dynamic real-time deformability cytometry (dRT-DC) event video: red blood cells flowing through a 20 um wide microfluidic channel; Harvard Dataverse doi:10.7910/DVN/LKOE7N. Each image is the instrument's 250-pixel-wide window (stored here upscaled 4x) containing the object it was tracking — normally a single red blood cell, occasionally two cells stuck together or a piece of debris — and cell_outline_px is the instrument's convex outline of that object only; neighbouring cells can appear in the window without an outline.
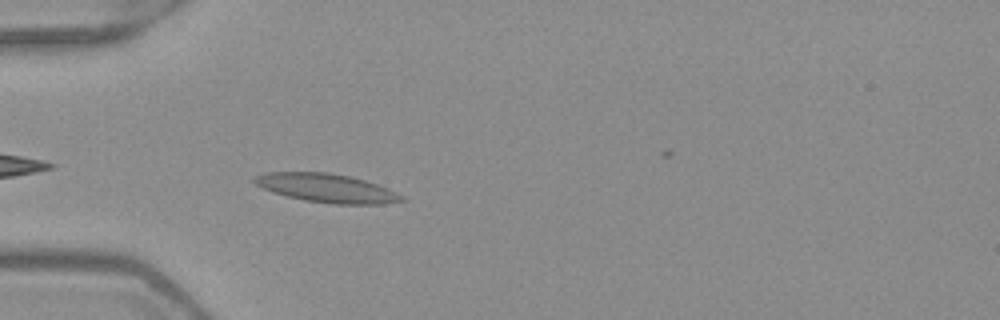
{"species": "Egyptian fruit bat (a non-hibernating species)", "species_latin": "Rousettus aegyptiacus", "temperature_condition": "warm", "stored_images_in_passage": 40, "camera_frame_rate_fps": 3000, "um_per_image_px": 0.085, "frame": {"image": 1, "passage_image": 3, "time_ms": 0.667, "image_size_px": [1000, 320], "cell_outline_px": [[404, 200], [384, 204], [332, 204], [304, 200], [272, 192], [256, 184], [252, 180], [252, 176], [264, 172], [328, 172], [348, 176], [364, 180], [388, 188], [404, 196]], "centroid_in_image_um": [27.74, 15.98], "position_along_channel_um": 57.3, "area_um2": 24.57}}
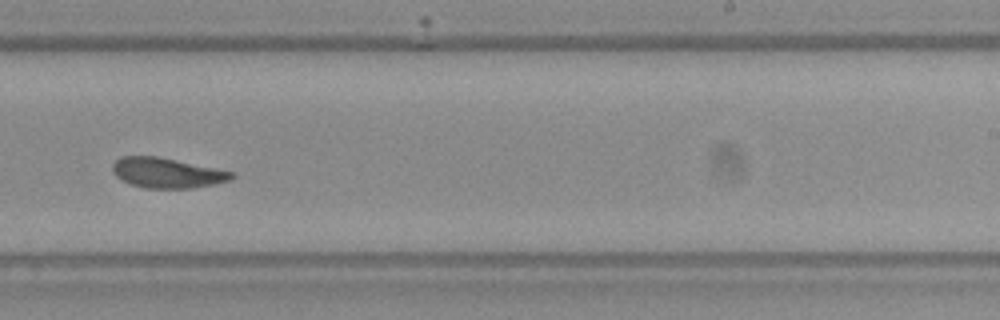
{"frame": {"image": 2, "passage_image": 20, "time_ms": 6.333, "image_size_px": [1000, 320], "cell_outline_px": [[236, 176], [232, 180], [192, 188], [144, 188], [120, 180], [112, 172], [112, 164], [120, 156], [156, 156], [236, 172]], "centroid_in_image_um": [14.2, 14.69], "position_along_channel_um": 274.8, "area_um2": 20.98}}
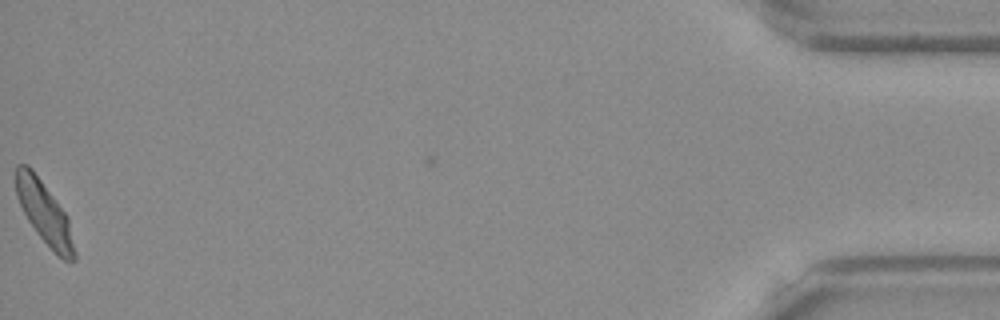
{"frame": {"image": 3, "passage_image": 39, "time_ms": 12.667, "image_size_px": [1000, 320], "cell_outline_px": [[76, 260], [64, 260], [36, 232], [28, 220], [16, 196], [16, 164], [28, 164], [32, 168], [68, 216], [76, 252]], "centroid_in_image_um": [3.78, 18.05], "position_along_channel_um": 431.4, "area_um2": 20.92}, "authors_computed_cell_mechanics": {"area_um2": 21.1837, "velocity_mm_per_s": 3.9555, "shape_relaxation_time_tau1_ms": null, "shape_relaxation_time_tau2_ms": 1.6078, "deformation_change_tau1": null, "deformation_change_tau2": 0.0694}}